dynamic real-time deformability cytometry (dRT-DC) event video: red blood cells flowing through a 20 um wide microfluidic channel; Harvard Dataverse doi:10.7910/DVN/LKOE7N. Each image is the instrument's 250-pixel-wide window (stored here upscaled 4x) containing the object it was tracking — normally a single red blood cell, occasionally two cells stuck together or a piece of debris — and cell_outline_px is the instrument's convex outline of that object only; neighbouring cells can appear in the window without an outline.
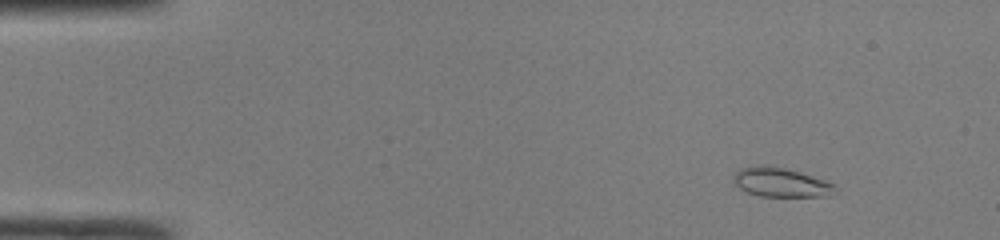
{"species": "common noctule bat (a hibernating species)", "species_latin": "Nyctalus noctula", "temperature_condition": "room temperature", "stored_images_in_passage": 48, "camera_frame_rate_fps": 3000, "um_per_image_px": 0.085, "animal": {"sex": "male", "body_mass_g": 19.0, "forearm_length_mm": 50.8}, "frame": {"image": 1, "passage_image": 5, "time_ms": 1.333, "image_size_px": [1000, 240], "cell_outline_px": [[840, 192], [824, 196], [760, 196], [748, 192], [740, 188], [736, 184], [732, 176], [740, 168], [756, 164], [764, 164], [784, 168], [800, 172], [836, 184]], "centroid_in_image_um": [66.4, 15.49], "position_along_channel_um": 18.6, "area_um2": 17.46}}
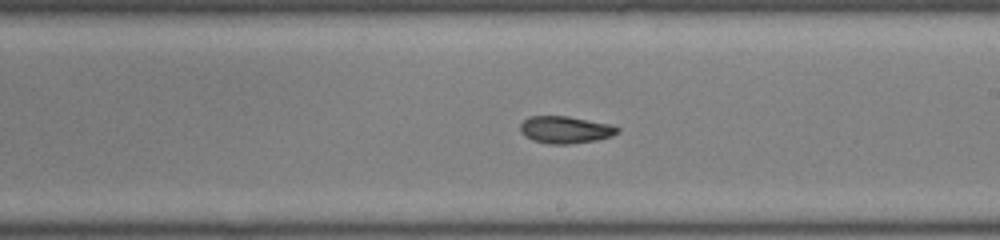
{"frame": {"image": 2, "passage_image": 28, "time_ms": 9.0, "image_size_px": [1000, 240], "cell_outline_px": [[620, 132], [612, 136], [596, 140], [568, 144], [548, 144], [532, 140], [524, 136], [520, 132], [520, 124], [528, 116], [568, 116], [612, 124], [620, 128]], "centroid_in_image_um": [48.06, 11.02], "position_along_channel_um": 240.9, "area_um2": 15.61}}
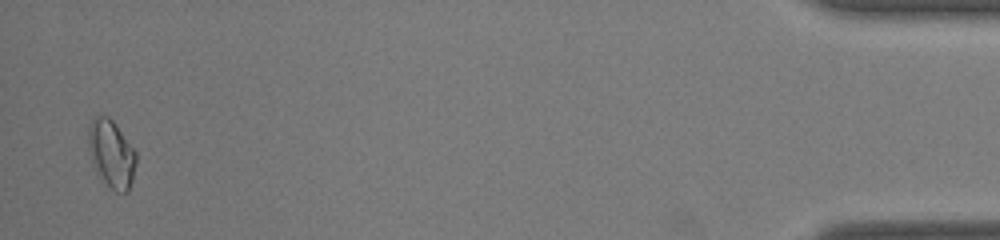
{"frame": {"image": 3, "passage_image": 47, "time_ms": 15.333, "image_size_px": [1000, 240], "cell_outline_px": [[136, 164], [132, 180], [128, 192], [116, 192], [100, 176], [92, 160], [88, 148], [88, 124], [92, 116], [108, 116], [116, 124], [136, 152]], "centroid_in_image_um": [9.47, 13.02], "position_along_channel_um": 425.7, "area_um2": 18.67}, "authors_computed_cell_mechanics": {"area_um2": 16.1262, "velocity_mm_per_s": 4.2284, "shape_relaxation_time_tau1_ms": 10.8189, "shape_relaxation_time_tau2_ms": 5.4988, "deformation_change_tau1": 0.2069, "deformation_change_tau2": 0.0849}}